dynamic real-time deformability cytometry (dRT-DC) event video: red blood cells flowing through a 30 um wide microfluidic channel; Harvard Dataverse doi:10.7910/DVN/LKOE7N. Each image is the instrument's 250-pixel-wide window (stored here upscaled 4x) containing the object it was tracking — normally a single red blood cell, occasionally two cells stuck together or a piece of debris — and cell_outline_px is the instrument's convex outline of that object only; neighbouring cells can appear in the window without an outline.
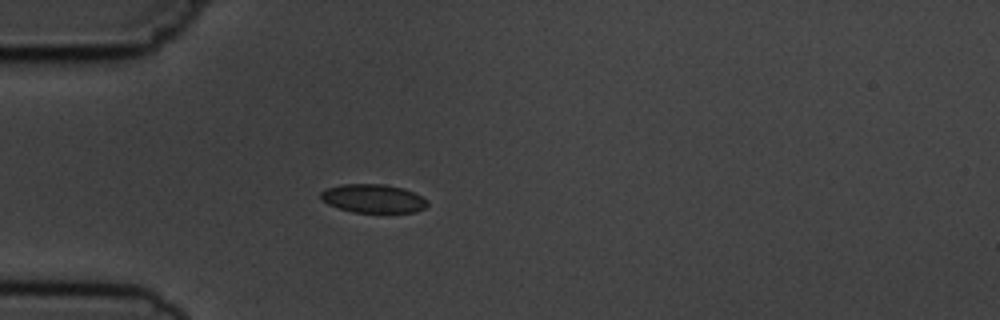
{"species": "common noctule bat (a hibernating species)", "species_latin": "Nyctalus noctula", "temperature_condition": "cold", "stored_images_in_passage": 2, "camera_frame_rate_fps": 3000, "um_per_image_px": 0.085, "animal": {"sex": "male", "body_mass_g": 19.5, "forearm_length_mm": 54.6}, "frame": {"image": 1, "passage_image": 2, "time_ms": 1.333, "image_size_px": [1000, 320], "cell_outline_px": [[428, 204], [424, 208], [416, 212], [352, 212], [328, 204], [320, 196], [320, 192], [328, 188], [340, 184], [384, 184], [404, 188], [428, 200]], "centroid_in_image_um": [31.73, 16.87], "position_along_channel_um": 53.3, "area_um2": 17.63}}